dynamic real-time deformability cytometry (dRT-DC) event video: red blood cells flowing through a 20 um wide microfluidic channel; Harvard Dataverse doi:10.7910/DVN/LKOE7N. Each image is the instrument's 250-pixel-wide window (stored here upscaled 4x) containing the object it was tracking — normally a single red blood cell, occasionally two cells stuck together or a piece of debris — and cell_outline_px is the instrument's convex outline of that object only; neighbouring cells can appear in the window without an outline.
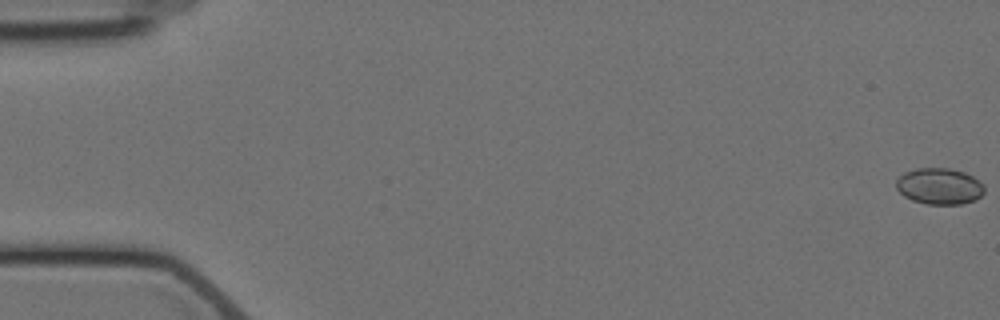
{"species": "Egyptian fruit bat (a non-hibernating species)", "species_latin": "Rousettus aegyptiacus", "temperature_condition": "cold", "stored_images_in_passage": 5, "camera_frame_rate_fps": 3000, "um_per_image_px": 0.085, "animal": {"sex": "female"}, "frame": {"image": 1, "passage_image": 1, "time_ms": 0.0, "image_size_px": [1000, 320], "cell_outline_px": [[984, 192], [976, 200], [960, 204], [928, 204], [912, 200], [904, 196], [896, 188], [896, 180], [904, 172], [916, 168], [948, 168], [964, 172], [972, 176], [984, 184]], "centroid_in_image_um": [79.85, 15.82], "position_along_channel_um": 5.2, "area_um2": 18.67}}
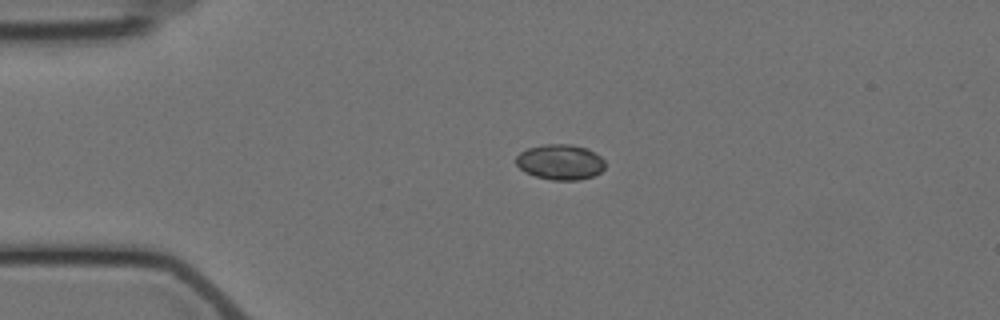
{"frame": {"image": 2, "passage_image": 4, "time_ms": 4.333, "image_size_px": [1000, 320], "cell_outline_px": [[604, 168], [600, 172], [592, 176], [580, 180], [552, 180], [536, 176], [524, 172], [516, 164], [516, 156], [520, 152], [528, 148], [544, 144], [572, 144], [588, 148], [600, 156], [604, 160]], "centroid_in_image_um": [47.61, 13.77], "position_along_channel_um": 37.4, "area_um2": 18.44}}